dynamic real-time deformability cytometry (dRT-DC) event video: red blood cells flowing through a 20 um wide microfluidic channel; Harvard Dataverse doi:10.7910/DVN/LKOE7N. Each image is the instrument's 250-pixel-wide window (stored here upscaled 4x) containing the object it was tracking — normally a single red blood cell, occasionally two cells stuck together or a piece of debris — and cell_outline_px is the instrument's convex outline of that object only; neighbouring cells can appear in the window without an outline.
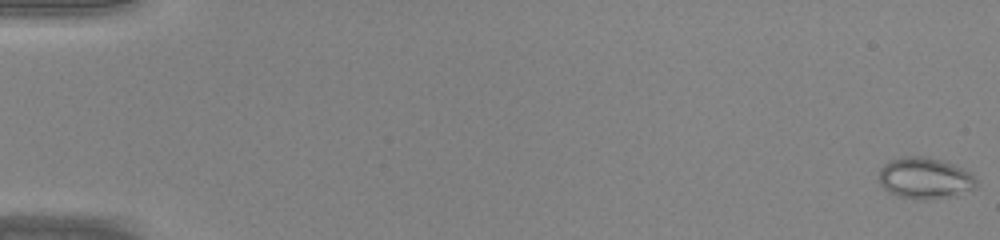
{"species": "common noctule bat (a hibernating species)", "species_latin": "Nyctalus noctula", "temperature_condition": "warm", "stored_images_in_passage": 46, "camera_frame_rate_fps": 3000, "um_per_image_px": 0.085, "animal": {"sex": "male", "body_mass_g": 20.0, "forearm_length_mm": 53.3}, "frame": {"image": 1, "passage_image": 1, "time_ms": 0.0, "image_size_px": [1000, 240], "cell_outline_px": [[976, 188], [948, 196], [900, 196], [888, 192], [880, 184], [880, 168], [884, 164], [892, 160], [904, 156], [924, 156], [940, 160], [964, 168], [976, 180]], "centroid_in_image_um": [78.59, 15.08], "position_along_channel_um": 6.4, "area_um2": 22.31}}
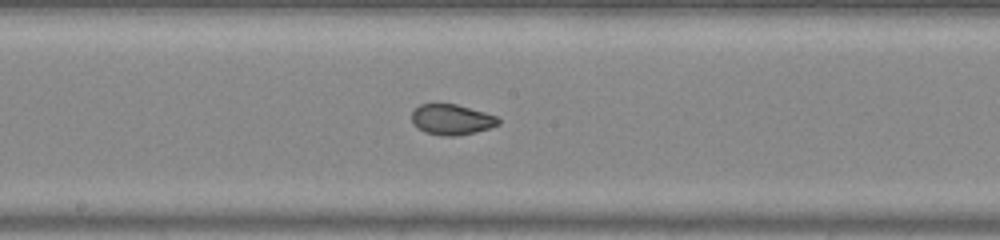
{"frame": {"image": 2, "passage_image": 26, "time_ms": 8.333, "image_size_px": [1000, 240], "cell_outline_px": [[500, 124], [488, 128], [456, 136], [440, 136], [424, 132], [416, 128], [412, 124], [412, 112], [420, 104], [456, 104], [484, 112], [496, 116], [500, 120]], "centroid_in_image_um": [38.35, 10.17], "position_along_channel_um": 209.9, "area_um2": 15.37}}
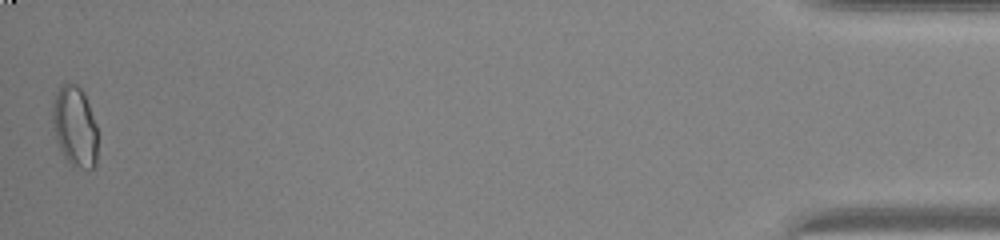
{"frame": {"image": 3, "passage_image": 46, "time_ms": 15.0, "image_size_px": [1000, 240], "cell_outline_px": [[96, 164], [92, 168], [88, 168], [72, 164], [64, 156], [56, 140], [52, 124], [52, 104], [56, 92], [60, 84], [76, 84], [84, 92], [96, 124]], "centroid_in_image_um": [6.34, 10.69], "position_along_channel_um": 428.9, "area_um2": 20.92}}